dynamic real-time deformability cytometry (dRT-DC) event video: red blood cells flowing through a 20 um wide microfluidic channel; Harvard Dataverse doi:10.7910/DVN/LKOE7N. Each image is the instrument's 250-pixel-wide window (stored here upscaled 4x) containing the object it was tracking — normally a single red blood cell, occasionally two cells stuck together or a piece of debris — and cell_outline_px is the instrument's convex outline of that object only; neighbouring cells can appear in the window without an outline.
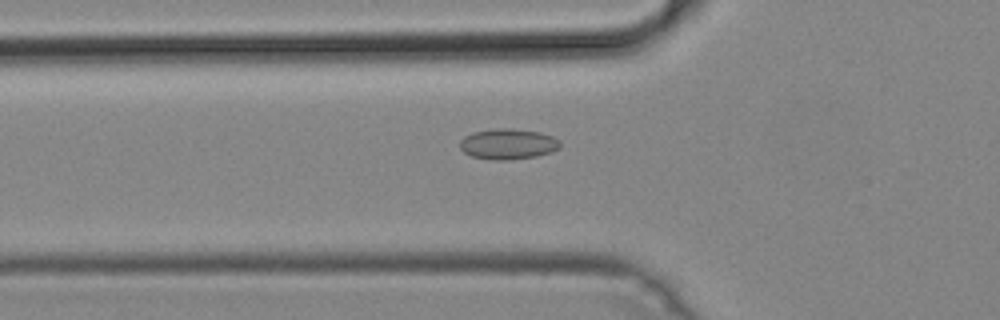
{"species": "common noctule bat (a hibernating species)", "species_latin": "Nyctalus noctula", "temperature_condition": "cold", "stored_images_in_passage": 51, "camera_frame_rate_fps": 3000, "um_per_image_px": 0.085, "animal": {"sex": "male", "body_mass_g": 19.2, "forearm_length_mm": 51.8}, "frame": {"image": 1, "passage_image": 18, "time_ms": 5.667, "image_size_px": [1000, 320], "cell_outline_px": [[560, 148], [552, 152], [536, 156], [508, 160], [496, 160], [472, 156], [464, 152], [460, 148], [460, 140], [464, 136], [472, 132], [496, 128], [512, 128], [540, 132], [552, 136], [560, 140]], "centroid_in_image_um": [43.19, 12.23], "position_along_channel_um": 82.6, "area_um2": 17.98}}
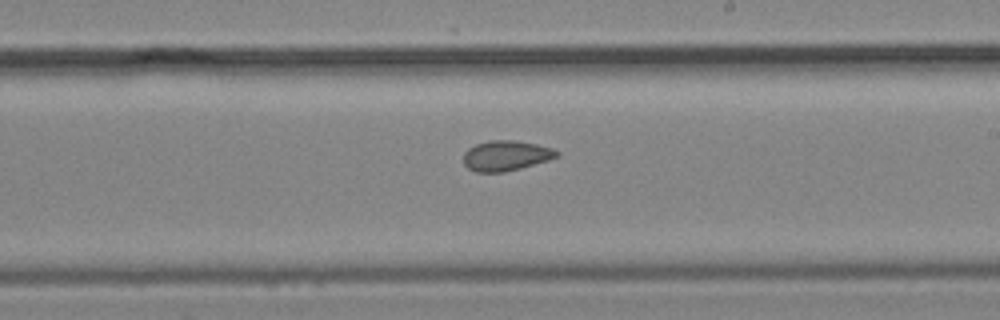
{"frame": {"image": 2, "passage_image": 30, "time_ms": 9.667, "image_size_px": [1000, 320], "cell_outline_px": [[560, 152], [556, 156], [548, 160], [520, 168], [504, 172], [476, 172], [468, 168], [464, 164], [464, 152], [468, 148], [476, 144], [488, 140], [512, 140], [536, 144], [552, 148]], "centroid_in_image_um": [42.97, 13.23], "position_along_channel_um": 246.0, "area_um2": 16.3}}
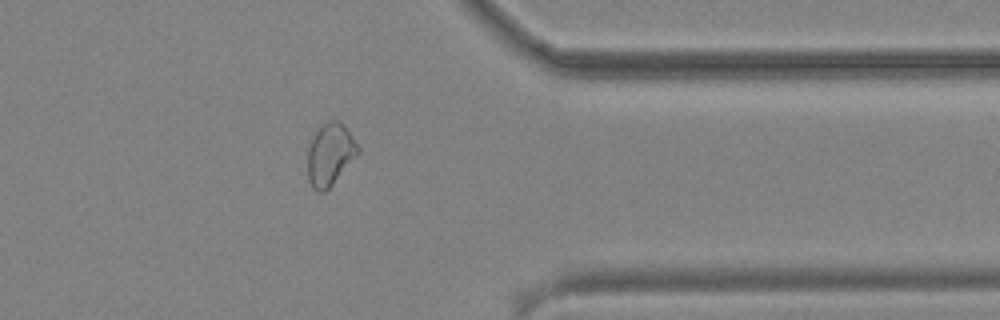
{"frame": {"image": 3, "passage_image": 41, "time_ms": 13.333, "image_size_px": [1000, 320], "cell_outline_px": [[360, 152], [332, 184], [324, 192], [316, 192], [312, 188], [308, 180], [308, 148], [320, 124], [332, 120], [340, 120], [344, 124], [360, 148]], "centroid_in_image_um": [28.06, 13.11], "position_along_channel_um": 383.3, "area_um2": 18.21}}